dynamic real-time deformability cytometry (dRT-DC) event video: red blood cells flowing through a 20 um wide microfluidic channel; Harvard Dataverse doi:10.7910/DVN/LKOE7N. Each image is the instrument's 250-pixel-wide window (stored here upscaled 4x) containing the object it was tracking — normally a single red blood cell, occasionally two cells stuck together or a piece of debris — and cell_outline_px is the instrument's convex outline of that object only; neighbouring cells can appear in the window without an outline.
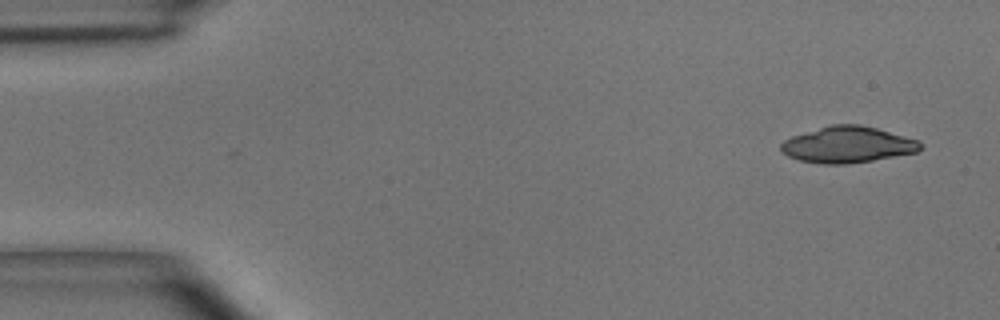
{"species": "common noctule bat (a hibernating species)", "species_latin": "Nyctalus noctula", "temperature_condition": "room temperature", "stored_images_in_passage": 4, "camera_frame_rate_fps": 3000, "um_per_image_px": 0.085, "animal": {"sex": "male", "body_mass_g": 15.6}, "frame": {"image": 1, "passage_image": 1, "time_ms": 0.0, "image_size_px": [1000, 320], "cell_outline_px": [[924, 148], [916, 152], [872, 160], [844, 164], [824, 164], [800, 160], [788, 156], [780, 152], [780, 144], [784, 140], [792, 136], [832, 124], [860, 124], [876, 128], [920, 140], [924, 144]], "centroid_in_image_um": [72.07, 12.29], "position_along_channel_um": 12.9, "area_um2": 29.42}}